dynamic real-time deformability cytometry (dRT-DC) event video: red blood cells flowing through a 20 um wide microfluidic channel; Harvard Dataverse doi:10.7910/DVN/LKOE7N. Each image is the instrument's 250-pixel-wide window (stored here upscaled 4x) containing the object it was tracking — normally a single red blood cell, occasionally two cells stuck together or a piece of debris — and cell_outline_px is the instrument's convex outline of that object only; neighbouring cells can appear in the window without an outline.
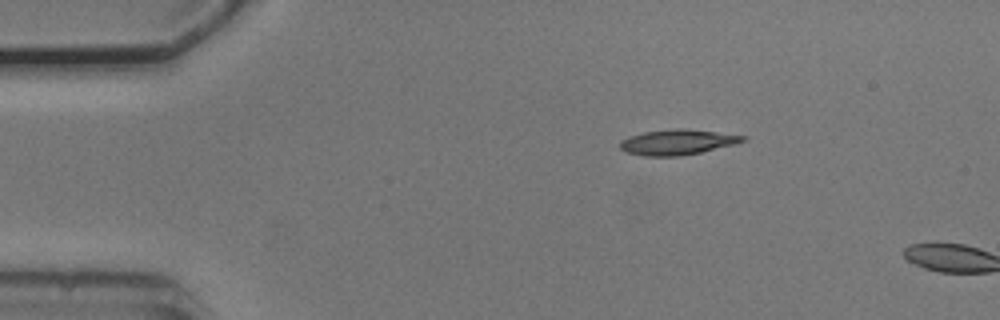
{"species": "common noctule bat (a hibernating species)", "species_latin": "Nyctalus noctula", "temperature_condition": "cold", "stored_images_in_passage": 3, "camera_frame_rate_fps": 3000, "um_per_image_px": 0.085, "animal": {"sex": "male", "body_mass_g": 20.5, "forearm_length_mm": 52.5}, "frame": {"image": 1, "passage_image": 1, "time_ms": 0.0, "image_size_px": [1000, 320], "cell_outline_px": [[748, 140], [736, 144], [700, 152], [680, 156], [644, 156], [624, 152], [620, 148], [620, 140], [644, 132], [676, 128], [680, 128], [716, 132], [748, 136]], "centroid_in_image_um": [57.6, 12.09], "position_along_channel_um": 27.4, "area_um2": 18.09}}